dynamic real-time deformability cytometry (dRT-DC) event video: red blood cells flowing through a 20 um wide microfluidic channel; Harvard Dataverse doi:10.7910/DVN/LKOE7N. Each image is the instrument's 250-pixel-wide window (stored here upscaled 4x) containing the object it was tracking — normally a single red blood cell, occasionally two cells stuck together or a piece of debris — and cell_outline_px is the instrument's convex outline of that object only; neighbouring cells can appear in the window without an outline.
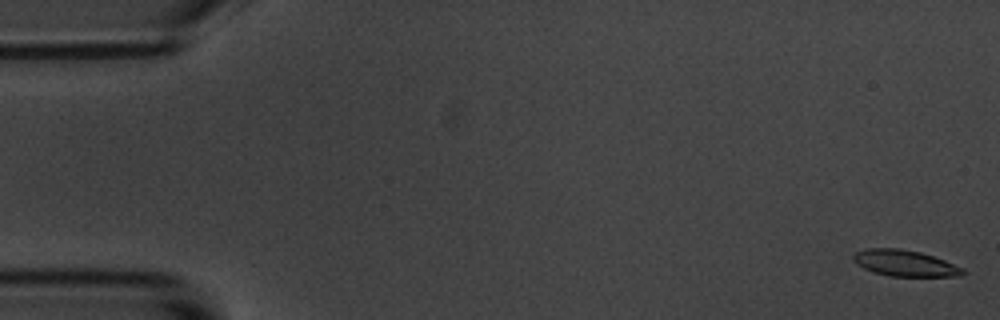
{"species": "common noctule bat (a hibernating species)", "species_latin": "Nyctalus noctula", "temperature_condition": "room temperature", "stored_images_in_passage": 5, "camera_frame_rate_fps": 3000, "um_per_image_px": 0.085, "animal": {"sex": "male", "body_mass_g": 20.1, "forearm_length_mm": 53.5}, "frame": {"image": 1, "passage_image": 1, "time_ms": 0.0, "image_size_px": [1000, 320], "cell_outline_px": [[968, 272], [960, 276], [888, 276], [864, 268], [856, 264], [852, 260], [852, 256], [856, 252], [868, 248], [900, 248], [920, 252], [944, 260], [964, 268]], "centroid_in_image_um": [76.93, 22.37], "position_along_channel_um": 8.1, "area_um2": 16.7}}
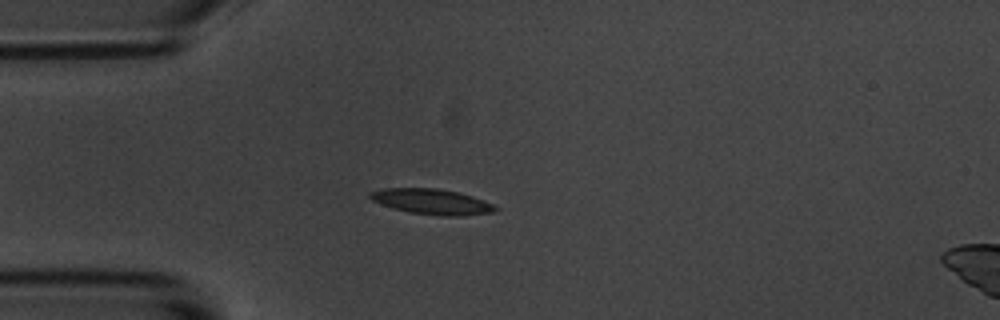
{"frame": {"image": 2, "passage_image": 5, "time_ms": 4.667, "image_size_px": [1000, 320], "cell_outline_px": [[496, 212], [464, 216], [440, 216], [408, 212], [392, 208], [372, 200], [368, 196], [368, 192], [384, 188], [436, 188], [456, 192], [472, 196], [492, 204], [496, 208]], "centroid_in_image_um": [36.67, 17.15], "position_along_channel_um": 48.3, "area_um2": 18.55}}